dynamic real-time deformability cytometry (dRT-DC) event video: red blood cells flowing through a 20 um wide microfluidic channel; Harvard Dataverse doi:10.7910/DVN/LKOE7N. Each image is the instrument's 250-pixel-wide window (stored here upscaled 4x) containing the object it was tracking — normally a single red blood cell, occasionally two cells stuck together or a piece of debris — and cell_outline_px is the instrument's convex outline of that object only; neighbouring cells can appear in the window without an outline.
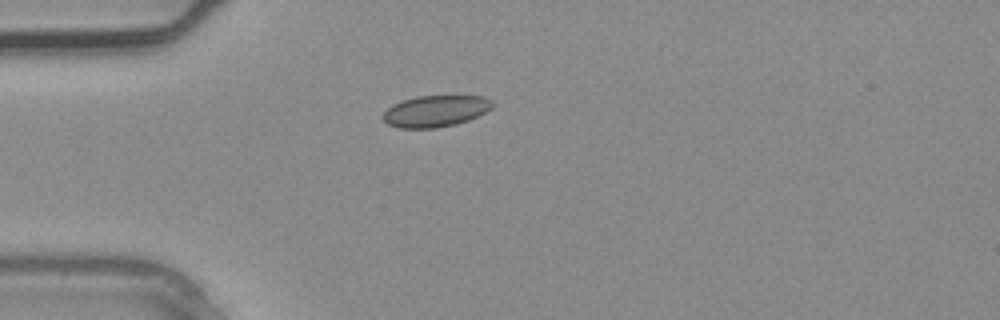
{"species": "common noctule bat (a hibernating species)", "species_latin": "Nyctalus noctula", "temperature_condition": "warm", "stored_images_in_passage": 3, "camera_frame_rate_fps": 3000, "um_per_image_px": 0.085, "animal": {"sex": "male", "body_mass_g": 20.4}, "frame": {"image": 1, "passage_image": 3, "time_ms": 0.667, "image_size_px": [1000, 320], "cell_outline_px": [[492, 108], [468, 120], [456, 124], [436, 128], [396, 128], [388, 124], [384, 120], [384, 112], [392, 104], [416, 96], [484, 96], [492, 100]], "centroid_in_image_um": [37.01, 9.44], "position_along_channel_um": 48.0, "area_um2": 19.94}}